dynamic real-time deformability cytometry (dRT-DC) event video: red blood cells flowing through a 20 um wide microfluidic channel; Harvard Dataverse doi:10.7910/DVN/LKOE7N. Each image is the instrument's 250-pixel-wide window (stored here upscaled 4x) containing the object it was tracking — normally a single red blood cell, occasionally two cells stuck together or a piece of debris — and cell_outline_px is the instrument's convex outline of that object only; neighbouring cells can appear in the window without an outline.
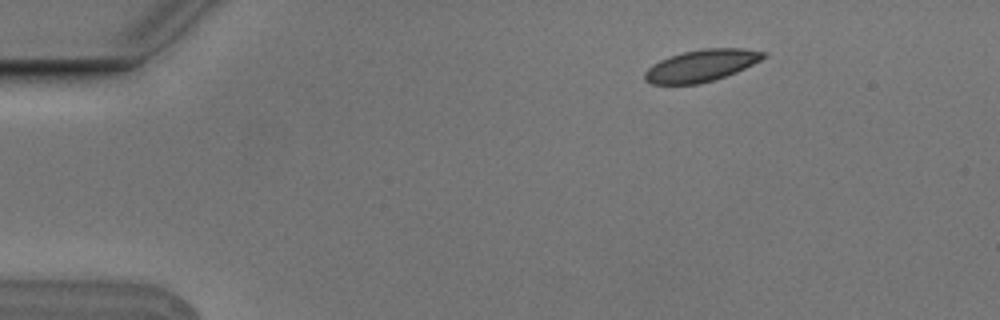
{"species": "Egyptian fruit bat (a non-hibernating species)", "species_latin": "Rousettus aegyptiacus", "temperature_condition": "cold", "stored_images_in_passage": 3, "camera_frame_rate_fps": 3000, "um_per_image_px": 0.085, "animal": {"sex": "male"}, "frame": {"image": 1, "passage_image": 1, "time_ms": 0.0, "image_size_px": [1000, 320], "cell_outline_px": [[768, 56], [736, 72], [712, 80], [696, 84], [652, 84], [644, 80], [644, 72], [652, 64], [660, 60], [684, 52], [700, 48], [744, 48], [768, 52]], "centroid_in_image_um": [59.62, 5.56], "position_along_channel_um": 25.4, "area_um2": 21.96}}